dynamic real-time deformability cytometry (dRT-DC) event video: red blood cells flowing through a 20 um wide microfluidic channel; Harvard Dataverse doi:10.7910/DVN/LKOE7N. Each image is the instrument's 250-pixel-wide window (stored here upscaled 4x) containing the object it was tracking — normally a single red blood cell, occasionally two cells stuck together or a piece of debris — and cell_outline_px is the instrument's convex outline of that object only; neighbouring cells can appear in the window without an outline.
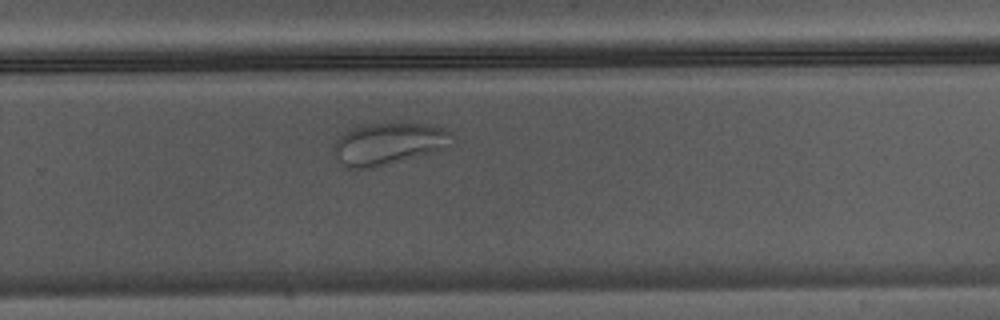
{"species": "Egyptian fruit bat (a non-hibernating species)", "species_latin": "Rousettus aegyptiacus", "temperature_condition": "warm", "stored_images_in_passage": 36, "camera_frame_rate_fps": 3000, "um_per_image_px": 0.085, "animal": {"sex": "male"}, "frame": {"image": 1, "passage_image": 21, "time_ms": 6.667, "image_size_px": [1000, 320], "cell_outline_px": [[456, 144], [436, 152], [372, 168], [348, 168], [332, 152], [332, 144], [344, 132], [360, 124], [424, 124], [444, 128], [456, 136]], "centroid_in_image_um": [33.09, 12.22], "position_along_channel_um": 296.7, "area_um2": 29.25}}